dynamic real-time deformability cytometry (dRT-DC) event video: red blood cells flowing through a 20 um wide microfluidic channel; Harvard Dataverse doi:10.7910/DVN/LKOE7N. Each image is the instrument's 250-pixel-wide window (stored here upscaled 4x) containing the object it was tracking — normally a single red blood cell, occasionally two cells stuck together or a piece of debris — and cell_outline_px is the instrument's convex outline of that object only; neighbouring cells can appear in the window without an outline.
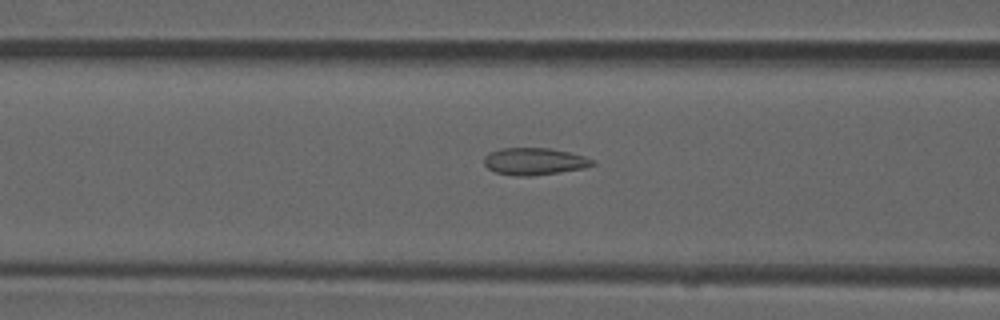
{"species": "common noctule bat (a hibernating species)", "species_latin": "Nyctalus noctula", "temperature_condition": "room temperature", "stored_images_in_passage": 8, "camera_frame_rate_fps": 3000, "um_per_image_px": 0.085, "animal": {"sex": "male", "forearm_length_mm": 52.5}, "frame": {"image": 1, "passage_image": 6, "time_ms": 1.667, "image_size_px": [1000, 320], "cell_outline_px": [[596, 164], [584, 168], [560, 172], [532, 176], [516, 176], [496, 172], [488, 168], [484, 164], [484, 156], [488, 152], [500, 148], [548, 148], [568, 152], [584, 156], [592, 160]], "centroid_in_image_um": [45.39, 13.72], "position_along_channel_um": 121.2, "area_um2": 17.11}}